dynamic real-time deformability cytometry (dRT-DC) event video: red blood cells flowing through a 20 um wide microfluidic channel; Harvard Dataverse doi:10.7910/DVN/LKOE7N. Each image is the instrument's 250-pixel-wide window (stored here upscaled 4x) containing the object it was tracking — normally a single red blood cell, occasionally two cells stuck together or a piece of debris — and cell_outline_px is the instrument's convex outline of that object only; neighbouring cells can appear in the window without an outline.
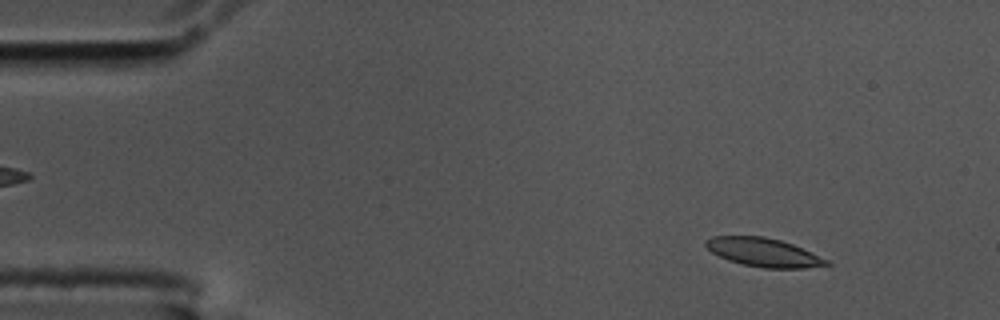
{"species": "common noctule bat (a hibernating species)", "species_latin": "Nyctalus noctula", "temperature_condition": "cold", "stored_images_in_passage": 16, "camera_frame_rate_fps": 3000, "um_per_image_px": 0.085, "animal": {"sex": "male", "body_mass_g": 17.5, "forearm_length_mm": 52.3}, "frame": {"image": 1, "passage_image": 6, "time_ms": 1.667, "image_size_px": [1000, 320], "cell_outline_px": [[832, 264], [804, 268], [764, 268], [744, 264], [728, 260], [712, 252], [704, 244], [704, 240], [712, 236], [764, 236], [780, 240], [792, 244], [828, 260]], "centroid_in_image_um": [64.87, 21.44], "position_along_channel_um": 20.1, "area_um2": 19.88}}